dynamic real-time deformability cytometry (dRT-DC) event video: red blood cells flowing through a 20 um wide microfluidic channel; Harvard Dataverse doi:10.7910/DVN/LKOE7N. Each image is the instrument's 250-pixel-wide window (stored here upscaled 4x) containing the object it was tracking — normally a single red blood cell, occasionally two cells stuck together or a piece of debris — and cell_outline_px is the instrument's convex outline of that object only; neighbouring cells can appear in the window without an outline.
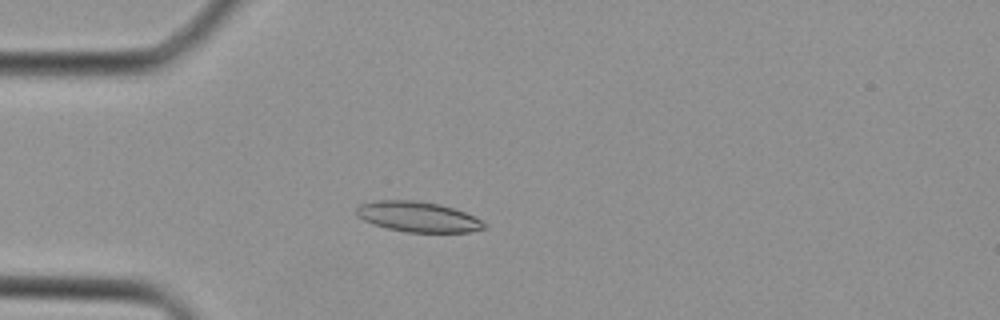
{"species": "Egyptian fruit bat (a non-hibernating species)", "species_latin": "Rousettus aegyptiacus", "temperature_condition": "cold", "stored_images_in_passage": 36, "camera_frame_rate_fps": 3000, "um_per_image_px": 0.085, "animal": {"sex": "female"}, "frame": {"image": 1, "passage_image": 7, "time_ms": 2.0, "image_size_px": [1000, 320], "cell_outline_px": [[488, 228], [468, 232], [408, 232], [388, 228], [372, 224], [356, 216], [356, 208], [360, 204], [376, 200], [412, 200], [440, 204], [464, 212], [488, 224]], "centroid_in_image_um": [35.51, 18.43], "position_along_channel_um": 49.5, "area_um2": 22.54}}
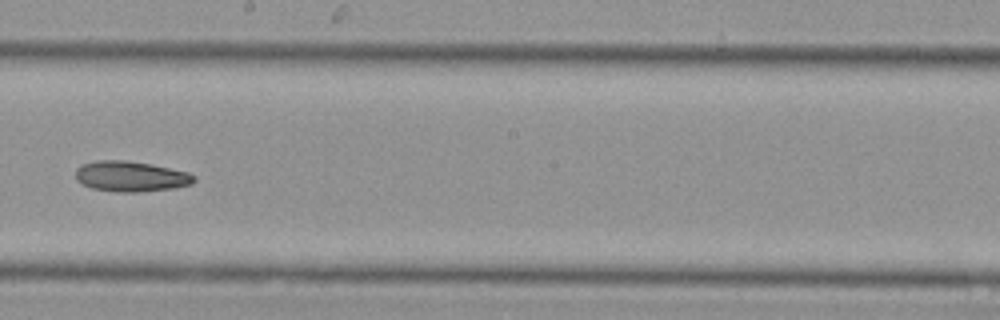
{"frame": {"image": 2, "passage_image": 19, "time_ms": 6.0, "image_size_px": [1000, 320], "cell_outline_px": [[196, 180], [192, 184], [172, 188], [136, 192], [120, 192], [92, 188], [76, 180], [76, 168], [80, 164], [96, 160], [124, 160], [152, 164], [188, 172], [196, 176]], "centroid_in_image_um": [11.12, 14.98], "position_along_channel_um": 237.1, "area_um2": 21.04}}
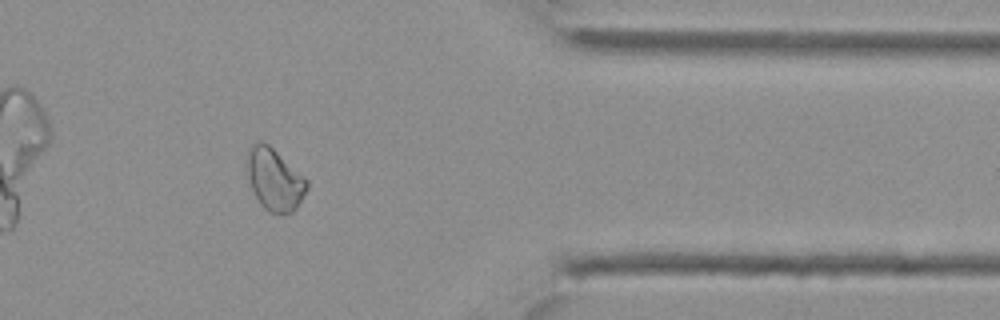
{"frame": {"image": 3, "passage_image": 29, "time_ms": 9.333, "image_size_px": [1000, 320], "cell_outline_px": [[308, 188], [296, 208], [292, 212], [268, 212], [260, 204], [252, 188], [248, 176], [248, 152], [252, 144], [260, 140], [268, 144], [304, 176], [308, 180]], "centroid_in_image_um": [23.35, 15.25], "position_along_channel_um": 388.0, "area_um2": 21.15}}